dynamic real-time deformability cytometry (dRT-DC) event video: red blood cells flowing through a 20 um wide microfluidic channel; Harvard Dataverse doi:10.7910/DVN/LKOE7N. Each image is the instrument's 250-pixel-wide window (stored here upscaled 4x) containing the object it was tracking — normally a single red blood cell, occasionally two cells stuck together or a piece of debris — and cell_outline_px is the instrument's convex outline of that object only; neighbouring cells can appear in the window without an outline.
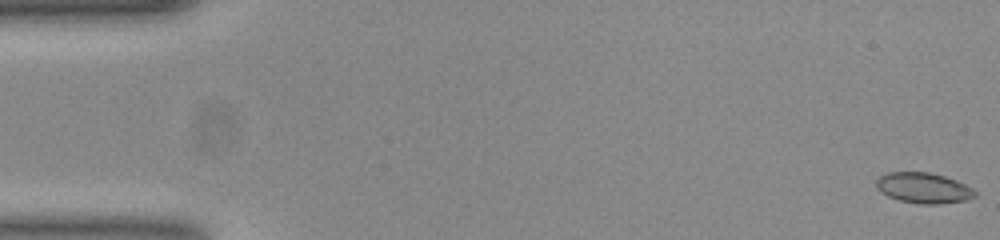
{"species": "common noctule bat (a hibernating species)", "species_latin": "Nyctalus noctula", "temperature_condition": "room temperature", "stored_images_in_passage": 53, "camera_frame_rate_fps": 3000, "um_per_image_px": 0.085, "animal": {"sex": "female", "body_mass_g": 23.0, "forearm_length_mm": 53.4}, "frame": {"image": 1, "passage_image": 1, "time_ms": 0.0, "image_size_px": [1000, 240], "cell_outline_px": [[976, 196], [968, 200], [940, 204], [920, 204], [900, 200], [888, 196], [880, 192], [876, 188], [876, 180], [880, 176], [888, 172], [928, 172], [944, 176], [956, 180], [972, 188], [976, 192]], "centroid_in_image_um": [78.5, 15.98], "position_along_channel_um": 6.5, "area_um2": 17.63}}
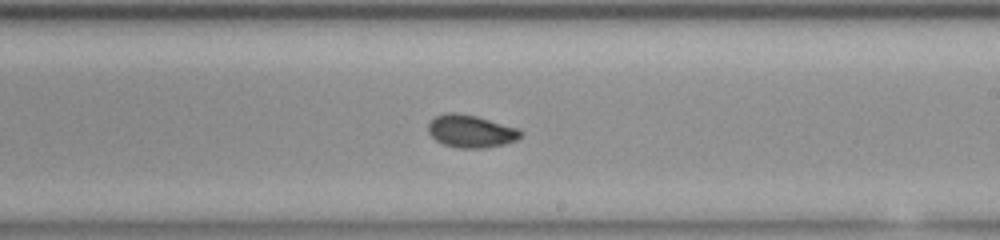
{"frame": {"image": 2, "passage_image": 31, "time_ms": 10.0, "image_size_px": [1000, 240], "cell_outline_px": [[524, 132], [516, 140], [504, 144], [484, 148], [460, 148], [444, 144], [436, 140], [428, 132], [428, 124], [436, 116], [444, 112], [456, 112], [476, 116], [520, 128]], "centroid_in_image_um": [40.04, 11.14], "position_along_channel_um": 249.0, "area_um2": 17.63}}
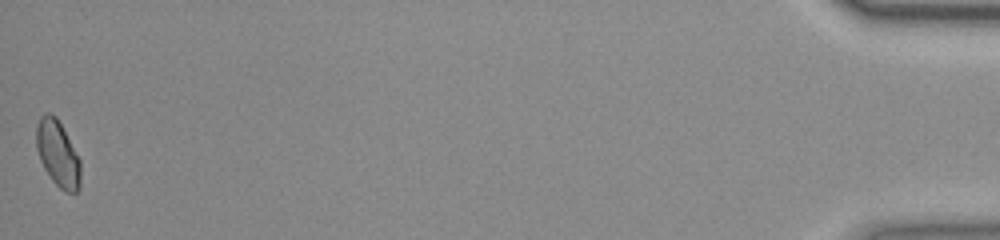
{"frame": {"image": 3, "passage_image": 53, "time_ms": 17.333, "image_size_px": [1000, 240], "cell_outline_px": [[80, 188], [76, 192], [64, 192], [52, 180], [44, 168], [40, 160], [36, 148], [36, 124], [40, 116], [44, 112], [48, 112], [56, 116], [80, 160]], "centroid_in_image_um": [4.89, 13.05], "position_along_channel_um": 430.3, "area_um2": 16.99}, "authors_computed_cell_mechanics": {"area_um2": 17.1666, "velocity_mm_per_s": 3.8575, "shape_relaxation_time_tau1_ms": 5.4545, "shape_relaxation_time_tau2_ms": 1.4999, "deformation_change_tau1": 0.1068, "deformation_change_tau2": 0.0384}}